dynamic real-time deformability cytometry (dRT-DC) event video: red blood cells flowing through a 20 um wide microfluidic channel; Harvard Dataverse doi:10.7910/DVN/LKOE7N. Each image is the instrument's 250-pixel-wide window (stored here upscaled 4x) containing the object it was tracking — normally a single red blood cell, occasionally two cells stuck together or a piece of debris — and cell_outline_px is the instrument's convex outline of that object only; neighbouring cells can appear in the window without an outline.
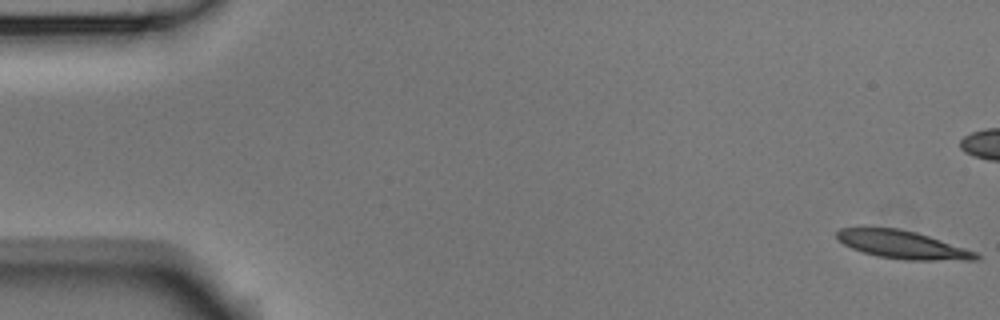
{"species": "Egyptian fruit bat (a non-hibernating species)", "species_latin": "Rousettus aegyptiacus", "temperature_condition": "room temperature", "stored_images_in_passage": 54, "camera_frame_rate_fps": 3000, "um_per_image_px": 0.085, "animal": {"sex": "male"}, "frame": {"image": 1, "passage_image": 1, "time_ms": 0.0, "image_size_px": [1000, 320], "cell_outline_px": [[980, 260], [904, 260], [876, 256], [852, 248], [844, 244], [836, 236], [836, 232], [840, 228], [860, 224], [864, 224], [900, 228], [916, 232], [976, 252], [980, 256]], "centroid_in_image_um": [76.6, 20.75], "position_along_channel_um": 8.4, "area_um2": 23.35}}
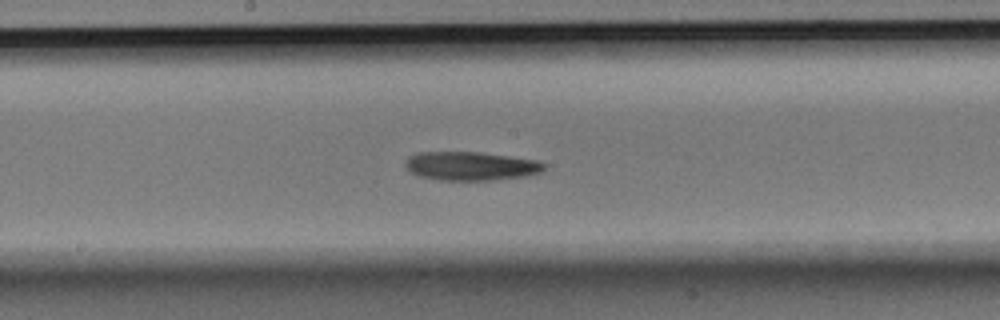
{"frame": {"image": 2, "passage_image": 28, "time_ms": 9.0, "image_size_px": [1000, 320], "cell_outline_px": [[548, 168], [540, 172], [528, 176], [492, 180], [440, 180], [416, 176], [404, 164], [408, 156], [416, 152], [480, 152], [536, 160], [548, 164]], "centroid_in_image_um": [40.04, 14.11], "position_along_channel_um": 208.2, "area_um2": 23.47}}
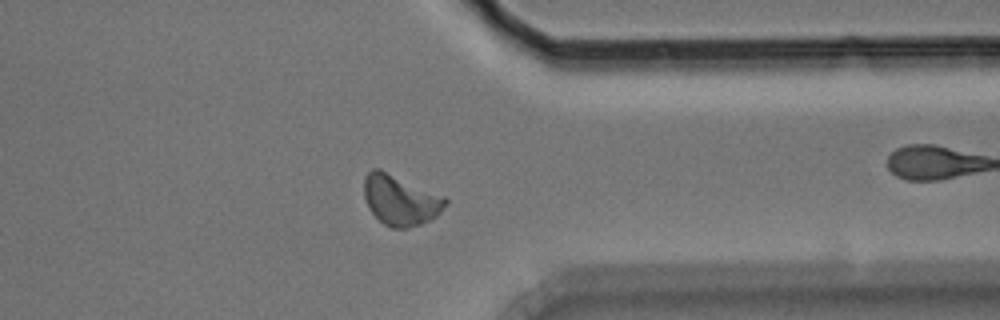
{"frame": {"image": 3, "passage_image": 42, "time_ms": 13.667, "image_size_px": [1000, 320], "cell_outline_px": [[448, 204], [436, 216], [420, 224], [408, 228], [392, 228], [384, 224], [368, 208], [364, 196], [364, 176], [372, 168], [380, 168], [444, 196], [448, 200]], "centroid_in_image_um": [34.02, 16.99], "position_along_channel_um": 377.4, "area_um2": 23.93}, "authors_computed_cell_mechanics": {"area_um2": 22.9177, "velocity_mm_per_s": 3.7427, "shape_relaxation_time_tau1_ms": 5.2188, "shape_relaxation_time_tau2_ms": 4.1188, "deformation_change_tau1": 0.1486, "deformation_change_tau2": 0.0956}}